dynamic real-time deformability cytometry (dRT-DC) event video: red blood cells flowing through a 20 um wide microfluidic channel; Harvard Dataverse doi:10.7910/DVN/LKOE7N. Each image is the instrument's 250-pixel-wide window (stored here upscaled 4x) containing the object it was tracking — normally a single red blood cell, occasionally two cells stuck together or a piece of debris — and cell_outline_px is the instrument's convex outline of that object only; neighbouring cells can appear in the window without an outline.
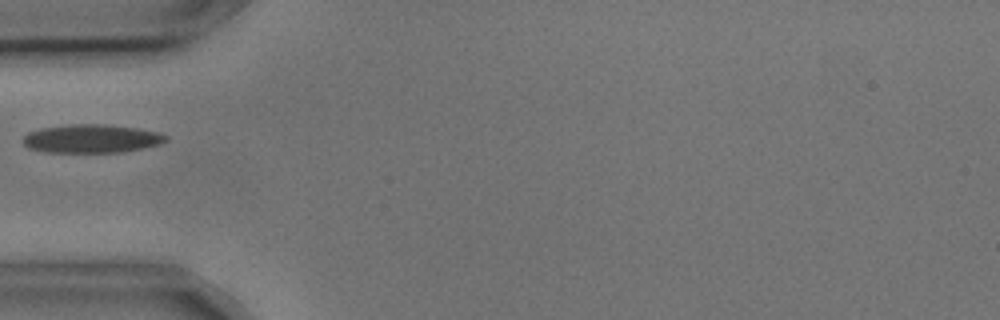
{"species": "common noctule bat (a hibernating species)", "species_latin": "Nyctalus noctula", "temperature_condition": "cold", "stored_images_in_passage": 2, "camera_frame_rate_fps": 3000, "um_per_image_px": 0.085, "animal": {"sex": "male", "body_mass_g": 17.9, "forearm_length_mm": 54.2}, "frame": {"image": 1, "passage_image": 2, "time_ms": 0.333, "image_size_px": [1000, 320], "cell_outline_px": [[168, 140], [160, 144], [124, 152], [44, 152], [28, 148], [20, 140], [28, 132], [40, 128], [72, 124], [104, 124], [136, 128], [160, 132], [168, 136]], "centroid_in_image_um": [7.77, 11.78], "position_along_channel_um": 77.2, "area_um2": 23.87}}